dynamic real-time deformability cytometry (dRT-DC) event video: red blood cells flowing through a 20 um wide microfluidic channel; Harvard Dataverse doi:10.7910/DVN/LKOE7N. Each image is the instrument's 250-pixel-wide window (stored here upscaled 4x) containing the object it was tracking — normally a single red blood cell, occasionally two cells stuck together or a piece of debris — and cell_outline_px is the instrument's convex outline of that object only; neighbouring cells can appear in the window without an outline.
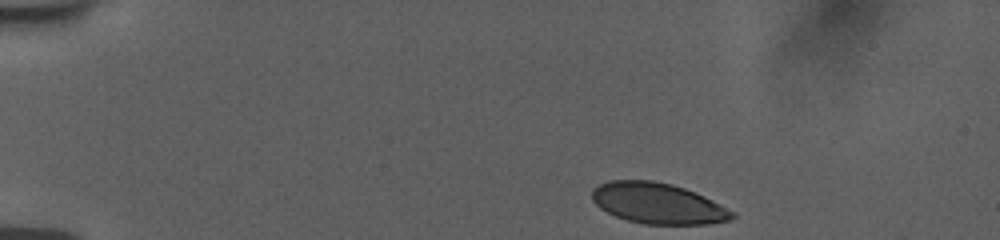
{"species": "human", "species_latin": "Homo sapiens", "temperature_condition": "room temperature", "stored_images_in_passage": 47, "camera_frame_rate_fps": 3000, "um_per_image_px": 0.085, "donor": {"sex": "female"}, "frame": {"image": 1, "passage_image": 1, "time_ms": 0.0, "image_size_px": [1000, 240], "cell_outline_px": [[736, 216], [728, 220], [708, 224], [644, 224], [628, 220], [616, 216], [600, 208], [592, 200], [592, 188], [608, 180], [652, 180], [672, 184], [696, 192], [736, 212]], "centroid_in_image_um": [55.92, 17.28], "position_along_channel_um": 29.1, "area_um2": 33.35}}
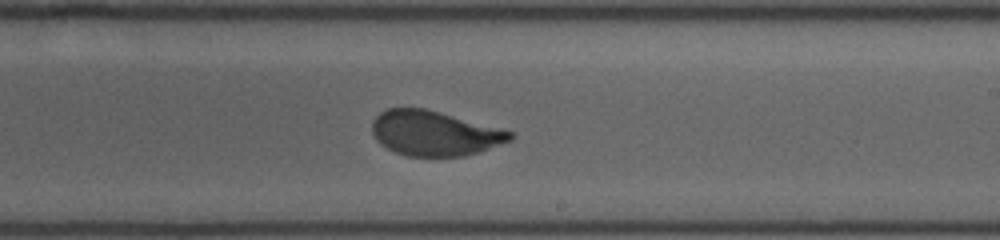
{"frame": {"image": 2, "passage_image": 26, "time_ms": 8.333, "image_size_px": [1000, 240], "cell_outline_px": [[516, 136], [512, 140], [464, 156], [404, 156], [380, 144], [376, 140], [372, 132], [372, 120], [380, 112], [388, 108], [424, 108], [512, 132]], "centroid_in_image_um": [36.87, 11.33], "position_along_channel_um": 252.1, "area_um2": 35.66}}
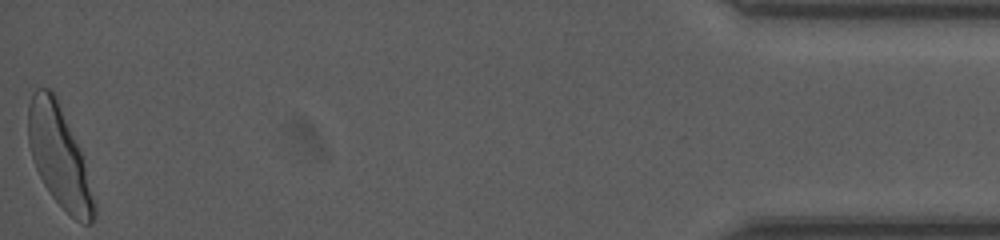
{"frame": {"image": 3, "passage_image": 47, "time_ms": 15.333, "image_size_px": [1000, 240], "cell_outline_px": [[96, 216], [92, 224], [80, 224], [52, 196], [44, 184], [36, 168], [28, 144], [28, 104], [36, 88], [52, 88], [56, 96], [80, 152], [84, 164], [96, 204]], "centroid_in_image_um": [5.02, 13.32], "position_along_channel_um": 430.2, "area_um2": 38.03}, "authors_computed_cell_mechanics": {"area_um2": 36.7608, "velocity_mm_per_s": 3.7239, "shape_relaxation_time_tau1_ms": 4.1173, "shape_relaxation_time_tau2_ms": null, "deformation_change_tau1": 0.1563, "deformation_change_tau2": null}}